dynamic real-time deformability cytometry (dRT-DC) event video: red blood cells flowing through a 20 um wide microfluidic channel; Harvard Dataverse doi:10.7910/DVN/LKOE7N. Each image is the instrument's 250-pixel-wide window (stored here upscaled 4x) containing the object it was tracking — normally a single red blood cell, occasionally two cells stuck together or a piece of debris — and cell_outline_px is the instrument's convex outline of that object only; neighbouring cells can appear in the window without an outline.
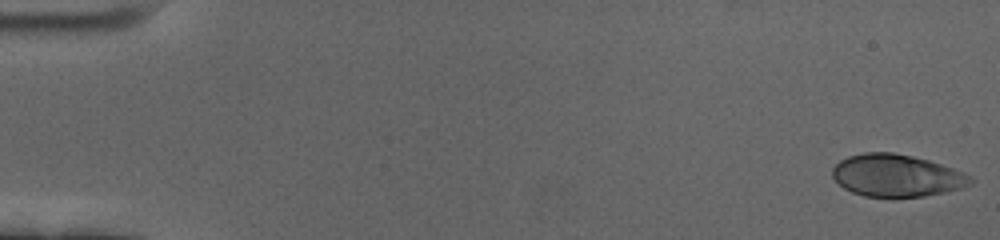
{"species": "human", "species_latin": "Homo sapiens", "temperature_condition": "cold", "stored_images_in_passage": 59, "camera_frame_rate_fps": 3000, "um_per_image_px": 0.085, "donor": {"sex": "female"}, "frame": {"image": 1, "passage_image": 1, "time_ms": 0.0, "image_size_px": [1000, 240], "cell_outline_px": [[976, 180], [972, 184], [964, 188], [924, 196], [892, 200], [864, 196], [852, 192], [844, 188], [832, 176], [832, 168], [840, 160], [848, 156], [864, 152], [892, 152], [912, 156], [928, 160], [964, 172], [972, 176]], "centroid_in_image_um": [76.23, 14.96], "position_along_channel_um": 8.8, "area_um2": 34.85}}
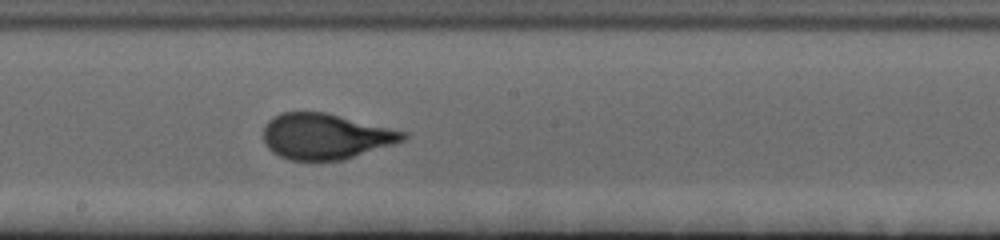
{"frame": {"image": 2, "passage_image": 33, "time_ms": 10.667, "image_size_px": [1000, 240], "cell_outline_px": [[408, 136], [404, 140], [344, 160], [288, 160], [272, 152], [268, 148], [264, 140], [264, 124], [268, 120], [280, 112], [324, 112], [408, 132]], "centroid_in_image_um": [27.65, 11.59], "position_along_channel_um": 220.6, "area_um2": 37.05}}
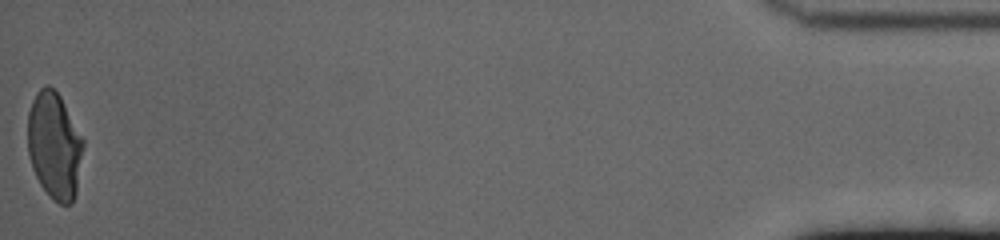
{"frame": {"image": 3, "passage_image": 59, "time_ms": 19.333, "image_size_px": [1000, 240], "cell_outline_px": [[84, 144], [76, 192], [72, 204], [60, 204], [52, 200], [40, 184], [32, 168], [28, 156], [28, 112], [32, 100], [36, 92], [44, 84], [48, 84], [60, 96], [84, 140]], "centroid_in_image_um": [4.61, 12.38], "position_along_channel_um": 430.6, "area_um2": 34.68}, "authors_computed_cell_mechanics": {"area_um2": 36.3562, "velocity_mm_per_s": 3.4467, "shape_relaxation_time_tau1_ms": 4.3245, "shape_relaxation_time_tau2_ms": null, "deformation_change_tau1": 0.1898, "deformation_change_tau2": null}}